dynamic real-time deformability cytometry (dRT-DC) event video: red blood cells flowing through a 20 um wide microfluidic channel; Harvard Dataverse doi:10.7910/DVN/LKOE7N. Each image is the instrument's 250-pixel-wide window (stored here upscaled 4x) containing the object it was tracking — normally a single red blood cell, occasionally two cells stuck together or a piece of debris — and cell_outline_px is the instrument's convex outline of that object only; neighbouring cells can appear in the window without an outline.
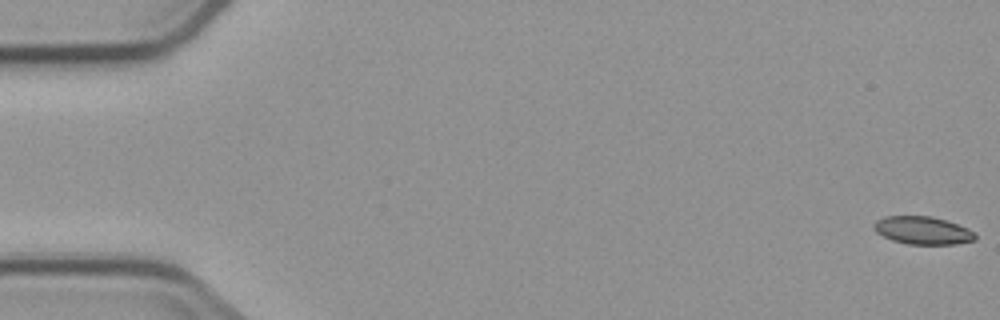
{"species": "common noctule bat (a hibernating species)", "species_latin": "Nyctalus noctula", "temperature_condition": "cold", "stored_images_in_passage": 6, "segment_of_instrument_passage": [1, 2], "camera_frame_rate_fps": 3000, "um_per_image_px": 0.085, "animal": {"sex": "male", "body_mass_g": 23.1, "forearm_length_mm": 52.7}, "frame": {"image": 1, "passage_image": 1, "time_ms": 0.0, "image_size_px": [1000, 320], "cell_outline_px": [[976, 240], [956, 244], [908, 244], [892, 240], [876, 232], [872, 228], [872, 224], [876, 220], [884, 216], [932, 216], [968, 228], [976, 232]], "centroid_in_image_um": [78.42, 19.58], "position_along_channel_um": 6.6, "area_um2": 16.53}}
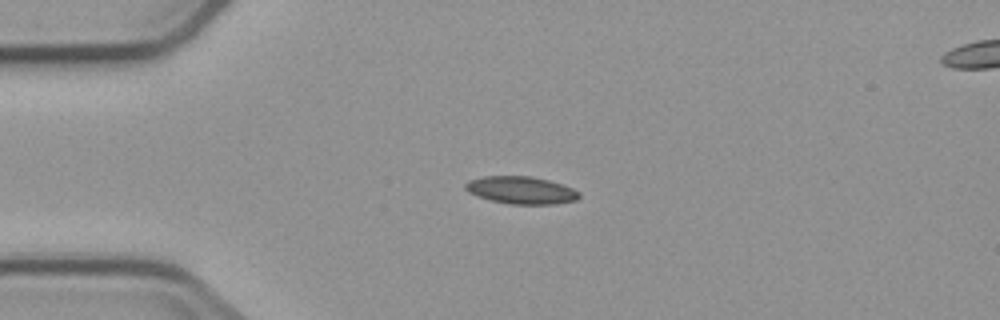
{"frame": {"image": 2, "passage_image": 4, "time_ms": 4.333, "image_size_px": [1000, 320], "cell_outline_px": [[580, 196], [576, 200], [552, 204], [512, 204], [492, 200], [468, 192], [464, 188], [464, 184], [468, 180], [484, 176], [532, 176], [548, 180], [572, 188], [580, 192]], "centroid_in_image_um": [44.28, 16.15], "position_along_channel_um": 40.7, "area_um2": 18.03}}